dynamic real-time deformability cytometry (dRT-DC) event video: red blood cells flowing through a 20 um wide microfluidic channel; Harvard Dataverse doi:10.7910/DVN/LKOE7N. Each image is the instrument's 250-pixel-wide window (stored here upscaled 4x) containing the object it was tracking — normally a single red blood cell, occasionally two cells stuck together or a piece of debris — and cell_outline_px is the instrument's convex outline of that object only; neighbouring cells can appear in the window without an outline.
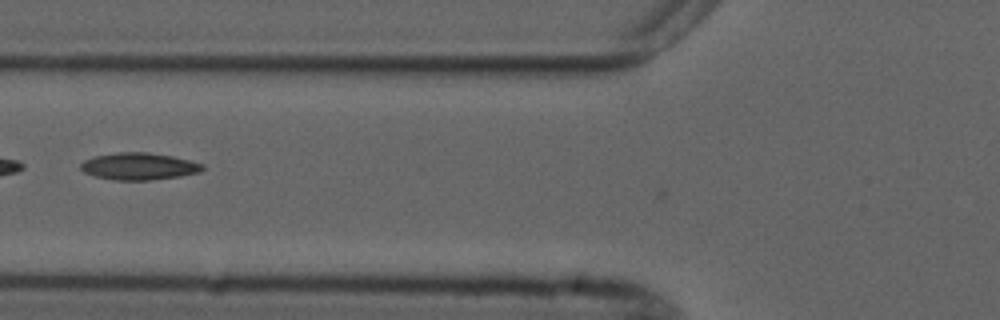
{"species": "common noctule bat (a hibernating species)", "species_latin": "Nyctalus noctula", "temperature_condition": "cold", "stored_images_in_passage": 9, "camera_frame_rate_fps": 3000, "um_per_image_px": 0.085, "animal": {"sex": "male", "forearm_length_mm": 52.5}, "frame": {"image": 1, "passage_image": 5, "time_ms": 6.0, "image_size_px": [1000, 320], "cell_outline_px": [[204, 168], [200, 172], [180, 176], [148, 180], [112, 180], [96, 176], [84, 172], [80, 168], [80, 164], [84, 160], [96, 156], [116, 152], [148, 152], [172, 156], [204, 164]], "centroid_in_image_um": [11.8, 14.13], "position_along_channel_um": 114.0, "area_um2": 19.13}}
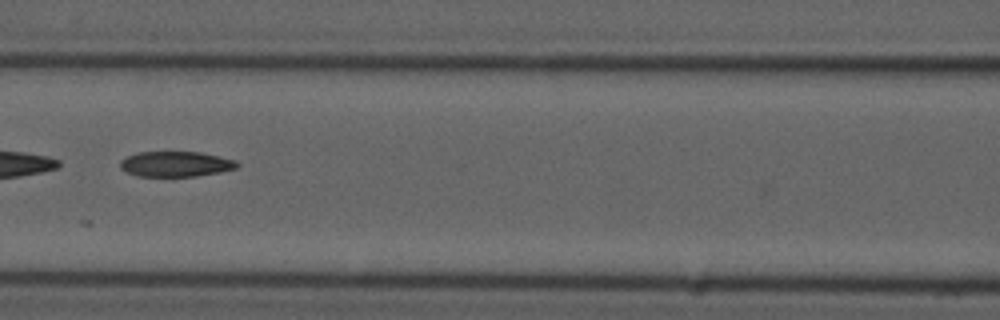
{"frame": {"image": 2, "passage_image": 6, "time_ms": 7.0, "image_size_px": [1000, 320], "cell_outline_px": [[240, 164], [236, 168], [220, 172], [196, 176], [136, 176], [120, 168], [120, 160], [136, 152], [200, 152], [236, 160]], "centroid_in_image_um": [14.94, 13.94], "position_along_channel_um": 151.7, "area_um2": 17.22}}
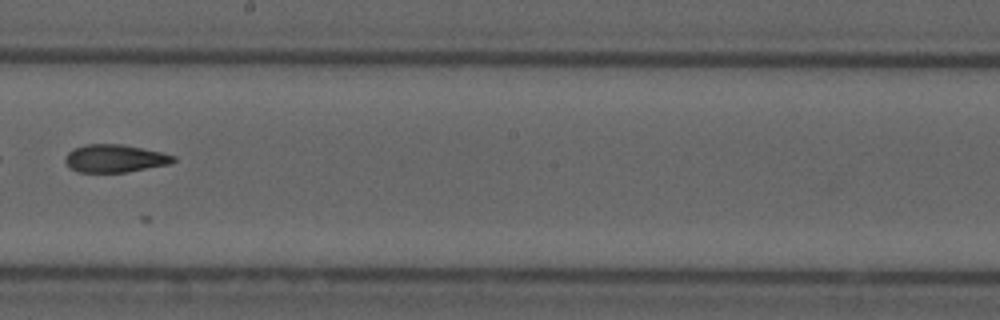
{"frame": {"image": 3, "passage_image": 8, "time_ms": 9.333, "image_size_px": [1000, 320], "cell_outline_px": [[176, 160], [172, 164], [124, 172], [76, 172], [64, 160], [64, 156], [72, 148], [84, 144], [120, 144], [160, 152], [176, 156]], "centroid_in_image_um": [9.75, 13.46], "position_along_channel_um": 238.5, "area_um2": 17.51}}